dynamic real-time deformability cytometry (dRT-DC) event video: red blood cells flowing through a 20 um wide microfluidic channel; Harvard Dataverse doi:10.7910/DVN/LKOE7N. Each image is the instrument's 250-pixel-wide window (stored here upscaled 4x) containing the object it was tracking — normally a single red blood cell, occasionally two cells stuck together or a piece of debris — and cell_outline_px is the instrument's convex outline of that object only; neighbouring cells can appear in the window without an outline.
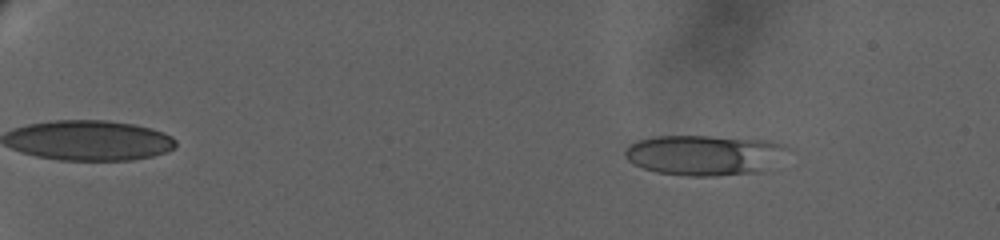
{"species": "human", "species_latin": "Homo sapiens", "temperature_condition": "warm", "stored_images_in_passage": 103, "camera_frame_rate_fps": 3000, "um_per_image_px": 0.085, "donor": {"sex": "female"}, "frame": {"image": 1, "passage_image": 16, "time_ms": 3.667, "image_size_px": [1000, 240], "cell_outline_px": [[792, 148], [760, 172], [716, 176], [688, 176], [656, 172], [632, 164], [624, 156], [624, 148], [628, 144], [636, 140], [652, 136], [712, 136], [776, 140], [788, 144]], "centroid_in_image_um": [59.86, 13.16], "position_along_channel_um": 25.1, "area_um2": 38.84}}
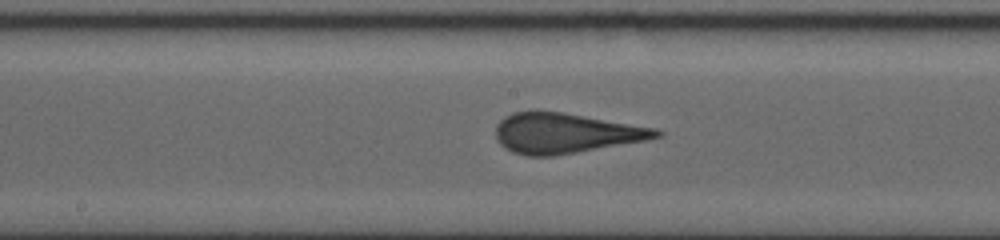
{"frame": {"image": 2, "passage_image": 63, "time_ms": 14.667, "image_size_px": [1000, 240], "cell_outline_px": [[664, 136], [644, 140], [576, 152], [552, 156], [528, 156], [512, 152], [504, 148], [496, 140], [496, 124], [500, 120], [512, 112], [536, 108], [564, 112], [656, 128], [664, 132]], "centroid_in_image_um": [48.0, 11.28], "position_along_channel_um": 200.2, "area_um2": 38.03}}
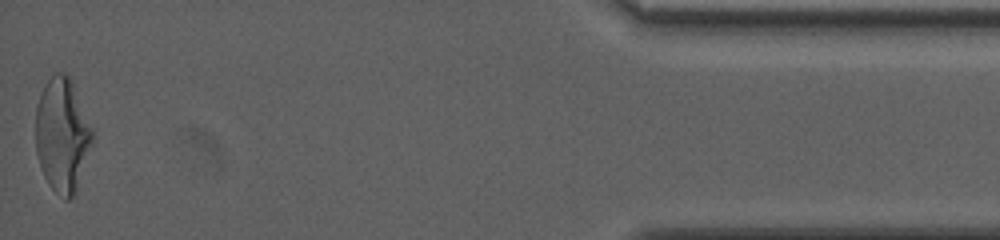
{"frame": {"image": 3, "passage_image": 103, "time_ms": 24.667, "image_size_px": [1000, 240], "cell_outline_px": [[96, 136], [76, 188], [72, 196], [68, 200], [64, 200], [48, 184], [40, 168], [36, 152], [36, 108], [40, 96], [48, 80], [56, 72], [64, 72], [72, 80]], "centroid_in_image_um": [5.31, 11.47], "position_along_channel_um": 429.9, "area_um2": 37.74}, "authors_computed_cell_mechanics": {"area_um2": 37.3388, "velocity_mm_per_s": 2.9333, "shape_relaxation_time_tau1_ms": 6.3363, "shape_relaxation_time_tau2_ms": null, "deformation_change_tau1": 0.2149, "deformation_change_tau2": null}}